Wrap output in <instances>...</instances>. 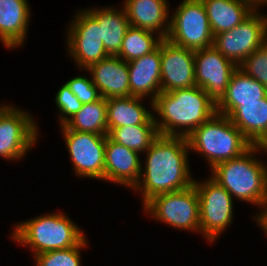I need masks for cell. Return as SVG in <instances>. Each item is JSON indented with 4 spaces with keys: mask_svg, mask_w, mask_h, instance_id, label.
I'll return each instance as SVG.
<instances>
[{
    "mask_svg": "<svg viewBox=\"0 0 267 266\" xmlns=\"http://www.w3.org/2000/svg\"><path fill=\"white\" fill-rule=\"evenodd\" d=\"M189 144L185 137L159 135L146 151L138 183L133 190L142 194L143 205L152 197L181 191L194 184L189 168ZM144 171V173H143Z\"/></svg>",
    "mask_w": 267,
    "mask_h": 266,
    "instance_id": "cell-1",
    "label": "cell"
},
{
    "mask_svg": "<svg viewBox=\"0 0 267 266\" xmlns=\"http://www.w3.org/2000/svg\"><path fill=\"white\" fill-rule=\"evenodd\" d=\"M152 110L161 119L154 117L159 135L185 138L217 113L216 104L197 85L161 92Z\"/></svg>",
    "mask_w": 267,
    "mask_h": 266,
    "instance_id": "cell-2",
    "label": "cell"
},
{
    "mask_svg": "<svg viewBox=\"0 0 267 266\" xmlns=\"http://www.w3.org/2000/svg\"><path fill=\"white\" fill-rule=\"evenodd\" d=\"M259 150L266 151V146L253 145L243 155L216 165L210 177L232 198L260 208L267 200V165L254 157Z\"/></svg>",
    "mask_w": 267,
    "mask_h": 266,
    "instance_id": "cell-3",
    "label": "cell"
},
{
    "mask_svg": "<svg viewBox=\"0 0 267 266\" xmlns=\"http://www.w3.org/2000/svg\"><path fill=\"white\" fill-rule=\"evenodd\" d=\"M79 228L66 214L54 212L18 222L11 238L23 246H29L33 256H36L77 246L86 237Z\"/></svg>",
    "mask_w": 267,
    "mask_h": 266,
    "instance_id": "cell-4",
    "label": "cell"
},
{
    "mask_svg": "<svg viewBox=\"0 0 267 266\" xmlns=\"http://www.w3.org/2000/svg\"><path fill=\"white\" fill-rule=\"evenodd\" d=\"M187 140L190 150L204 156L210 169L243 155L253 146L227 116L219 113L197 127Z\"/></svg>",
    "mask_w": 267,
    "mask_h": 266,
    "instance_id": "cell-5",
    "label": "cell"
},
{
    "mask_svg": "<svg viewBox=\"0 0 267 266\" xmlns=\"http://www.w3.org/2000/svg\"><path fill=\"white\" fill-rule=\"evenodd\" d=\"M174 10L167 40L193 51L212 47L214 35L202 0H182Z\"/></svg>",
    "mask_w": 267,
    "mask_h": 266,
    "instance_id": "cell-6",
    "label": "cell"
},
{
    "mask_svg": "<svg viewBox=\"0 0 267 266\" xmlns=\"http://www.w3.org/2000/svg\"><path fill=\"white\" fill-rule=\"evenodd\" d=\"M143 206L155 220L178 230L200 233L199 196L194 184L181 191L158 194Z\"/></svg>",
    "mask_w": 267,
    "mask_h": 266,
    "instance_id": "cell-7",
    "label": "cell"
},
{
    "mask_svg": "<svg viewBox=\"0 0 267 266\" xmlns=\"http://www.w3.org/2000/svg\"><path fill=\"white\" fill-rule=\"evenodd\" d=\"M199 196L200 234L215 243L233 221L232 195L211 177L206 181L194 180Z\"/></svg>",
    "mask_w": 267,
    "mask_h": 266,
    "instance_id": "cell-8",
    "label": "cell"
},
{
    "mask_svg": "<svg viewBox=\"0 0 267 266\" xmlns=\"http://www.w3.org/2000/svg\"><path fill=\"white\" fill-rule=\"evenodd\" d=\"M256 8L235 28L213 38V47L237 67L267 41V15Z\"/></svg>",
    "mask_w": 267,
    "mask_h": 266,
    "instance_id": "cell-9",
    "label": "cell"
},
{
    "mask_svg": "<svg viewBox=\"0 0 267 266\" xmlns=\"http://www.w3.org/2000/svg\"><path fill=\"white\" fill-rule=\"evenodd\" d=\"M28 112L6 103L0 105V157L21 160L38 142V125ZM17 159V160H16Z\"/></svg>",
    "mask_w": 267,
    "mask_h": 266,
    "instance_id": "cell-10",
    "label": "cell"
},
{
    "mask_svg": "<svg viewBox=\"0 0 267 266\" xmlns=\"http://www.w3.org/2000/svg\"><path fill=\"white\" fill-rule=\"evenodd\" d=\"M64 142L76 176L104 180L107 135L79 132L61 125Z\"/></svg>",
    "mask_w": 267,
    "mask_h": 266,
    "instance_id": "cell-11",
    "label": "cell"
},
{
    "mask_svg": "<svg viewBox=\"0 0 267 266\" xmlns=\"http://www.w3.org/2000/svg\"><path fill=\"white\" fill-rule=\"evenodd\" d=\"M73 17L66 32L67 52L77 63L78 68L86 70L110 55L100 39L98 22L85 9Z\"/></svg>",
    "mask_w": 267,
    "mask_h": 266,
    "instance_id": "cell-12",
    "label": "cell"
},
{
    "mask_svg": "<svg viewBox=\"0 0 267 266\" xmlns=\"http://www.w3.org/2000/svg\"><path fill=\"white\" fill-rule=\"evenodd\" d=\"M238 67L213 46L195 51L196 85L217 105L226 94L233 72Z\"/></svg>",
    "mask_w": 267,
    "mask_h": 266,
    "instance_id": "cell-13",
    "label": "cell"
},
{
    "mask_svg": "<svg viewBox=\"0 0 267 266\" xmlns=\"http://www.w3.org/2000/svg\"><path fill=\"white\" fill-rule=\"evenodd\" d=\"M158 47L161 54V92L195 86V51L167 39H163Z\"/></svg>",
    "mask_w": 267,
    "mask_h": 266,
    "instance_id": "cell-14",
    "label": "cell"
},
{
    "mask_svg": "<svg viewBox=\"0 0 267 266\" xmlns=\"http://www.w3.org/2000/svg\"><path fill=\"white\" fill-rule=\"evenodd\" d=\"M139 154L106 136L104 180L132 190L139 181L142 169Z\"/></svg>",
    "mask_w": 267,
    "mask_h": 266,
    "instance_id": "cell-15",
    "label": "cell"
},
{
    "mask_svg": "<svg viewBox=\"0 0 267 266\" xmlns=\"http://www.w3.org/2000/svg\"><path fill=\"white\" fill-rule=\"evenodd\" d=\"M86 71L90 72L93 84L105 99L129 97L128 62L118 56H108L92 64Z\"/></svg>",
    "mask_w": 267,
    "mask_h": 266,
    "instance_id": "cell-16",
    "label": "cell"
},
{
    "mask_svg": "<svg viewBox=\"0 0 267 266\" xmlns=\"http://www.w3.org/2000/svg\"><path fill=\"white\" fill-rule=\"evenodd\" d=\"M128 69L130 96L141 98L148 96L151 100L150 106L153 107V101L161 93L160 48L128 62Z\"/></svg>",
    "mask_w": 267,
    "mask_h": 266,
    "instance_id": "cell-17",
    "label": "cell"
},
{
    "mask_svg": "<svg viewBox=\"0 0 267 266\" xmlns=\"http://www.w3.org/2000/svg\"><path fill=\"white\" fill-rule=\"evenodd\" d=\"M169 2L167 0H124L122 4L129 24L166 39L170 27Z\"/></svg>",
    "mask_w": 267,
    "mask_h": 266,
    "instance_id": "cell-18",
    "label": "cell"
},
{
    "mask_svg": "<svg viewBox=\"0 0 267 266\" xmlns=\"http://www.w3.org/2000/svg\"><path fill=\"white\" fill-rule=\"evenodd\" d=\"M28 0H0V41L9 49L25 43L31 17Z\"/></svg>",
    "mask_w": 267,
    "mask_h": 266,
    "instance_id": "cell-19",
    "label": "cell"
},
{
    "mask_svg": "<svg viewBox=\"0 0 267 266\" xmlns=\"http://www.w3.org/2000/svg\"><path fill=\"white\" fill-rule=\"evenodd\" d=\"M227 117L252 145L267 146V96L236 106Z\"/></svg>",
    "mask_w": 267,
    "mask_h": 266,
    "instance_id": "cell-20",
    "label": "cell"
},
{
    "mask_svg": "<svg viewBox=\"0 0 267 266\" xmlns=\"http://www.w3.org/2000/svg\"><path fill=\"white\" fill-rule=\"evenodd\" d=\"M213 35L235 28L256 8L251 0H202Z\"/></svg>",
    "mask_w": 267,
    "mask_h": 266,
    "instance_id": "cell-21",
    "label": "cell"
},
{
    "mask_svg": "<svg viewBox=\"0 0 267 266\" xmlns=\"http://www.w3.org/2000/svg\"><path fill=\"white\" fill-rule=\"evenodd\" d=\"M267 96V88L256 79L237 68L226 89V94L216 105V112L227 116L242 103L261 102Z\"/></svg>",
    "mask_w": 267,
    "mask_h": 266,
    "instance_id": "cell-22",
    "label": "cell"
},
{
    "mask_svg": "<svg viewBox=\"0 0 267 266\" xmlns=\"http://www.w3.org/2000/svg\"><path fill=\"white\" fill-rule=\"evenodd\" d=\"M86 11L98 22L100 39L107 53L117 56L130 26L124 7L119 10L114 7L88 8Z\"/></svg>",
    "mask_w": 267,
    "mask_h": 266,
    "instance_id": "cell-23",
    "label": "cell"
},
{
    "mask_svg": "<svg viewBox=\"0 0 267 266\" xmlns=\"http://www.w3.org/2000/svg\"><path fill=\"white\" fill-rule=\"evenodd\" d=\"M141 97L106 99L108 132L117 127L144 124L153 114L142 104Z\"/></svg>",
    "mask_w": 267,
    "mask_h": 266,
    "instance_id": "cell-24",
    "label": "cell"
},
{
    "mask_svg": "<svg viewBox=\"0 0 267 266\" xmlns=\"http://www.w3.org/2000/svg\"><path fill=\"white\" fill-rule=\"evenodd\" d=\"M154 114L144 124L113 128L107 136L116 143L144 154L159 136Z\"/></svg>",
    "mask_w": 267,
    "mask_h": 266,
    "instance_id": "cell-25",
    "label": "cell"
},
{
    "mask_svg": "<svg viewBox=\"0 0 267 266\" xmlns=\"http://www.w3.org/2000/svg\"><path fill=\"white\" fill-rule=\"evenodd\" d=\"M65 125L79 132L107 135L106 99L101 97L95 102L83 104L82 108Z\"/></svg>",
    "mask_w": 267,
    "mask_h": 266,
    "instance_id": "cell-26",
    "label": "cell"
},
{
    "mask_svg": "<svg viewBox=\"0 0 267 266\" xmlns=\"http://www.w3.org/2000/svg\"><path fill=\"white\" fill-rule=\"evenodd\" d=\"M162 40L163 38L158 33L130 25L124 35L117 56L126 62H130L156 50Z\"/></svg>",
    "mask_w": 267,
    "mask_h": 266,
    "instance_id": "cell-27",
    "label": "cell"
},
{
    "mask_svg": "<svg viewBox=\"0 0 267 266\" xmlns=\"http://www.w3.org/2000/svg\"><path fill=\"white\" fill-rule=\"evenodd\" d=\"M86 237L77 245L63 250H51L34 256L35 266H81V249L87 247Z\"/></svg>",
    "mask_w": 267,
    "mask_h": 266,
    "instance_id": "cell-28",
    "label": "cell"
},
{
    "mask_svg": "<svg viewBox=\"0 0 267 266\" xmlns=\"http://www.w3.org/2000/svg\"><path fill=\"white\" fill-rule=\"evenodd\" d=\"M238 68L267 88V41L249 55Z\"/></svg>",
    "mask_w": 267,
    "mask_h": 266,
    "instance_id": "cell-29",
    "label": "cell"
},
{
    "mask_svg": "<svg viewBox=\"0 0 267 266\" xmlns=\"http://www.w3.org/2000/svg\"><path fill=\"white\" fill-rule=\"evenodd\" d=\"M55 103L60 112L58 117L60 120L59 125H64L82 108L83 105L66 83L58 89L55 97Z\"/></svg>",
    "mask_w": 267,
    "mask_h": 266,
    "instance_id": "cell-30",
    "label": "cell"
},
{
    "mask_svg": "<svg viewBox=\"0 0 267 266\" xmlns=\"http://www.w3.org/2000/svg\"><path fill=\"white\" fill-rule=\"evenodd\" d=\"M66 84L82 104L92 103L101 98L91 77L89 79L86 76H76L68 80Z\"/></svg>",
    "mask_w": 267,
    "mask_h": 266,
    "instance_id": "cell-31",
    "label": "cell"
},
{
    "mask_svg": "<svg viewBox=\"0 0 267 266\" xmlns=\"http://www.w3.org/2000/svg\"><path fill=\"white\" fill-rule=\"evenodd\" d=\"M260 207L263 209L257 215L255 214L254 220H256L258 226L261 227L264 233L267 234V201Z\"/></svg>",
    "mask_w": 267,
    "mask_h": 266,
    "instance_id": "cell-32",
    "label": "cell"
},
{
    "mask_svg": "<svg viewBox=\"0 0 267 266\" xmlns=\"http://www.w3.org/2000/svg\"><path fill=\"white\" fill-rule=\"evenodd\" d=\"M257 7L265 6L267 0H251ZM265 4V5H264ZM261 5V6H260Z\"/></svg>",
    "mask_w": 267,
    "mask_h": 266,
    "instance_id": "cell-33",
    "label": "cell"
}]
</instances>
